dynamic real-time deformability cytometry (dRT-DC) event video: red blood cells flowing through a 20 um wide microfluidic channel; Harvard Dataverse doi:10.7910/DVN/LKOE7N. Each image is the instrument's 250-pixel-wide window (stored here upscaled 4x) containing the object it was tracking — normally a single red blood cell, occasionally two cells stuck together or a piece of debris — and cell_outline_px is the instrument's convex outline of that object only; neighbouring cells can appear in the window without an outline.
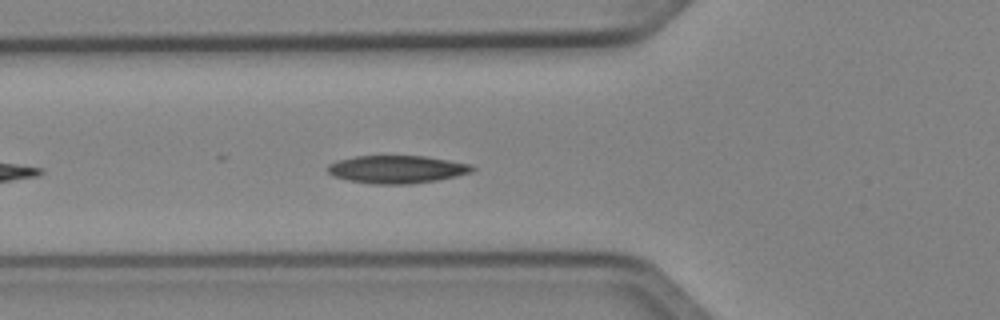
{"species": "Egyptian fruit bat (a non-hibernating species)", "species_latin": "Rousettus aegyptiacus", "temperature_condition": "cold", "stored_images_in_passage": 10, "camera_frame_rate_fps": 3000, "um_per_image_px": 0.085, "animal": {"sex": "female"}, "frame": {"image": 1, "passage_image": 6, "time_ms": 1.667, "image_size_px": [1000, 320], "cell_outline_px": [[476, 168], [472, 172], [456, 176], [436, 180], [408, 184], [372, 184], [348, 180], [332, 176], [328, 172], [328, 164], [336, 160], [356, 156], [424, 156], [472, 164]], "centroid_in_image_um": [33.72, 14.39], "position_along_channel_um": 92.1, "area_um2": 23.47}}